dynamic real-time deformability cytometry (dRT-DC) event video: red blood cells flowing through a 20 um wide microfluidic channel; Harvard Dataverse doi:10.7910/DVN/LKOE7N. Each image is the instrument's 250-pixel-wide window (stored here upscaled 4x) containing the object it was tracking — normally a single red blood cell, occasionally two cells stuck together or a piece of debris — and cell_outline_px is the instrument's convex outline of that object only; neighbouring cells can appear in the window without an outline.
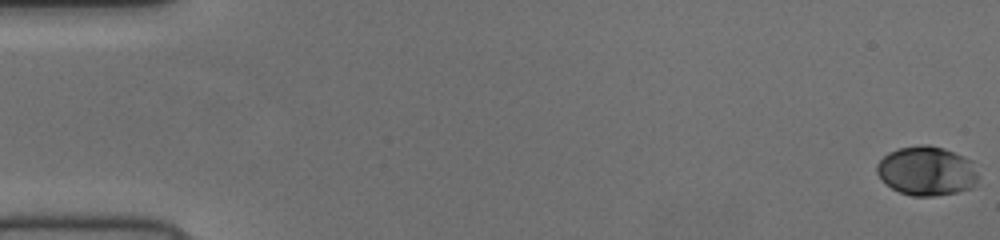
{"species": "human", "species_latin": "Homo sapiens", "temperature_condition": "cold", "stored_images_in_passage": 54, "camera_frame_rate_fps": 3000, "um_per_image_px": 0.085, "donor": {"sex": "female"}, "frame": {"image": 1, "passage_image": 1, "time_ms": 0.0, "image_size_px": [1000, 240], "cell_outline_px": [[980, 176], [972, 188], [956, 192], [936, 196], [912, 196], [900, 192], [892, 188], [876, 172], [876, 164], [888, 152], [900, 148], [920, 144], [928, 144], [944, 148], [964, 156], [972, 160]], "centroid_in_image_um": [78.81, 14.52], "position_along_channel_um": 6.2, "area_um2": 29.3}}
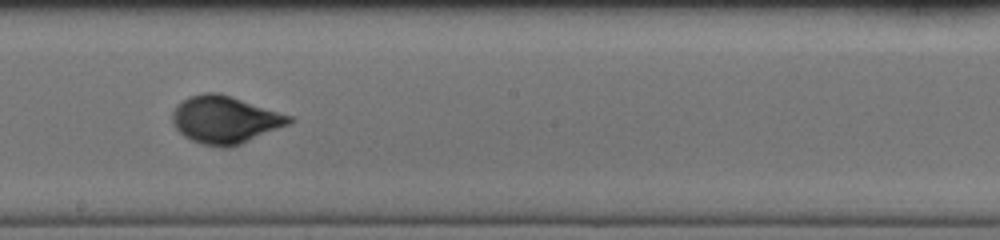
{"frame": {"image": 2, "passage_image": 31, "time_ms": 10.0, "image_size_px": [1000, 240], "cell_outline_px": [[296, 120], [288, 124], [232, 148], [220, 148], [204, 144], [192, 140], [184, 136], [176, 128], [172, 120], [172, 112], [176, 104], [188, 96], [204, 92], [216, 92], [232, 96], [292, 116]], "centroid_in_image_um": [19.11, 10.17], "position_along_channel_um": 229.1, "area_um2": 32.43}}
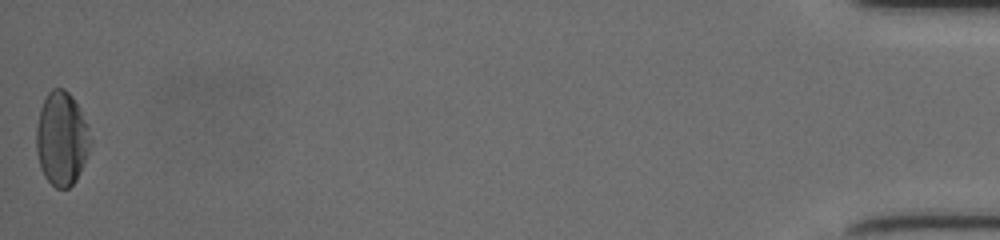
{"frame": {"image": 3, "passage_image": 54, "time_ms": 17.667, "image_size_px": [1000, 240], "cell_outline_px": [[92, 140], [76, 180], [68, 188], [56, 188], [44, 176], [40, 168], [36, 152], [36, 128], [40, 108], [48, 92], [52, 88], [64, 88], [72, 96], [80, 108]], "centroid_in_image_um": [5.21, 11.77], "position_along_channel_um": 430.0, "area_um2": 29.42}}